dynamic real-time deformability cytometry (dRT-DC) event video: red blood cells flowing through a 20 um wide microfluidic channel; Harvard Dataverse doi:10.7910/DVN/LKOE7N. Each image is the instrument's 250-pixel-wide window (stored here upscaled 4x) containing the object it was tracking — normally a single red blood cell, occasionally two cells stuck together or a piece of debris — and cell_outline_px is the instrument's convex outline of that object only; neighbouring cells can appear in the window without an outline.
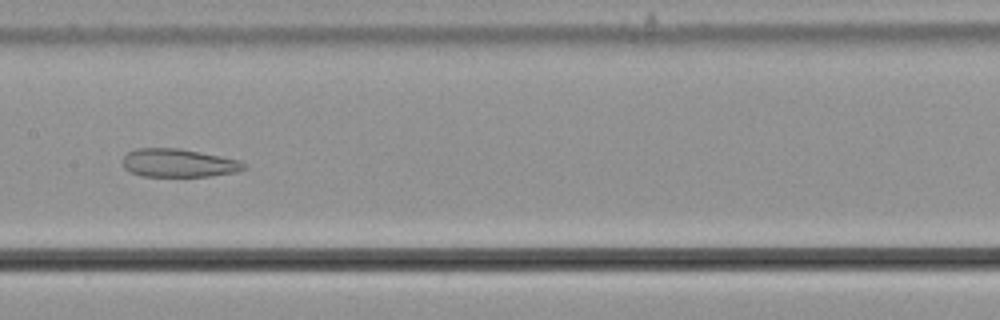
{"species": "common noctule bat (a hibernating species)", "species_latin": "Nyctalus noctula", "temperature_condition": "cold", "stored_images_in_passage": 58, "camera_frame_rate_fps": 3000, "um_per_image_px": 0.085, "animal": {"sex": "male", "body_mass_g": 21.5, "forearm_length_mm": 52.0}, "frame": {"image": 1, "passage_image": 30, "time_ms": 9.667, "image_size_px": [1000, 320], "cell_outline_px": [[248, 168], [236, 172], [212, 176], [140, 176], [124, 168], [124, 156], [128, 152], [136, 148], [180, 148], [240, 160]], "centroid_in_image_um": [15.2, 13.85], "position_along_channel_um": 192.2, "area_um2": 19.94}}
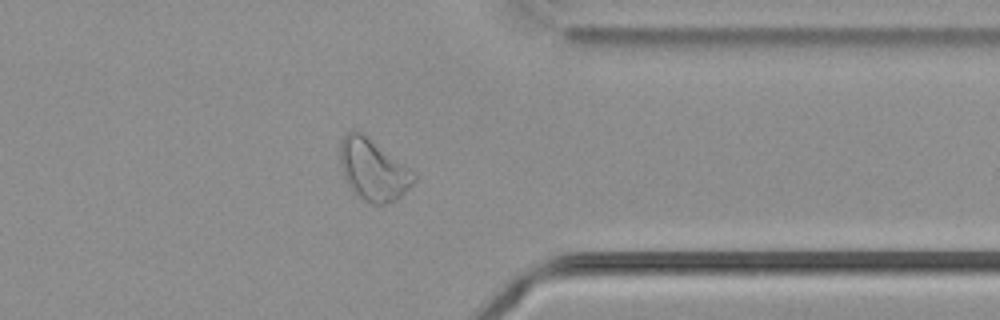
{"frame": {"image": 2, "passage_image": 46, "time_ms": 15.0, "image_size_px": [1000, 320], "cell_outline_px": [[416, 180], [396, 200], [384, 204], [372, 204], [356, 196], [352, 192], [344, 180], [340, 164], [340, 140], [352, 128], [360, 132], [416, 176]], "centroid_in_image_um": [31.63, 14.47], "position_along_channel_um": 379.8, "area_um2": 25.66}}
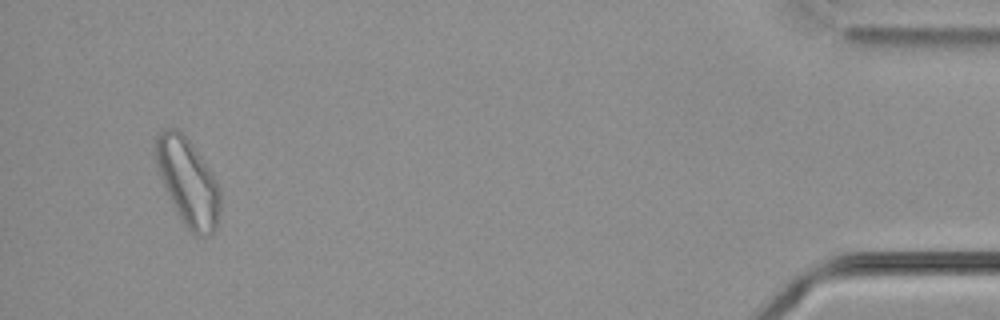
{"frame": {"image": 3, "passage_image": 55, "time_ms": 18.0, "image_size_px": [1000, 320], "cell_outline_px": [[220, 212], [216, 228], [208, 236], [196, 236], [180, 220], [168, 196], [156, 164], [152, 144], [156, 136], [164, 128], [180, 128], [192, 144], [216, 180], [220, 188]], "centroid_in_image_um": [15.94, 15.44], "position_along_channel_um": 419.3, "area_um2": 33.0}, "authors_computed_cell_mechanics": {"area_um2": 28.611, "velocity_mm_per_s": 3.6446, "shape_relaxation_time_tau1_ms": null, "shape_relaxation_time_tau2_ms": 3.0888, "deformation_change_tau1": null, "deformation_change_tau2": 0.1002}}